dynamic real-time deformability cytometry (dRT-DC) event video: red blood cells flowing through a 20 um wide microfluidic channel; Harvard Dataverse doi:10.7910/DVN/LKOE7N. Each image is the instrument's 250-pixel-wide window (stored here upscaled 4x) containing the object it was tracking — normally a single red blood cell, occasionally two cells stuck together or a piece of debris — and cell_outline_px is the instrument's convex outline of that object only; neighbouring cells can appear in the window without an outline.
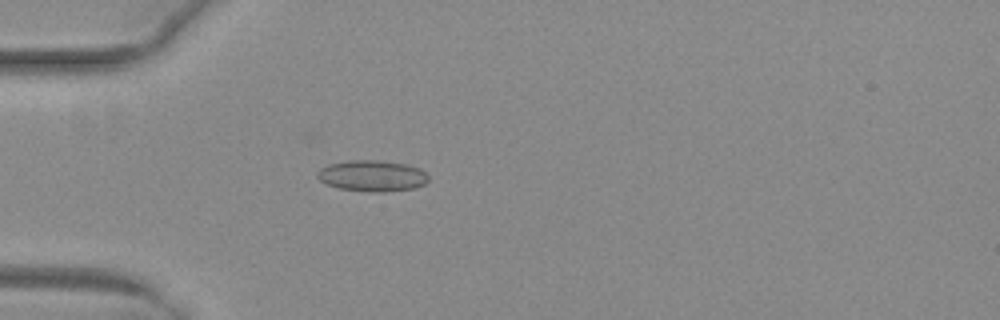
{"species": "common noctule bat (a hibernating species)", "species_latin": "Nyctalus noctula", "temperature_condition": "warm", "stored_images_in_passage": 38, "camera_frame_rate_fps": 3000, "um_per_image_px": 0.085, "animal": {"sex": "female", "body_mass_g": 29.2, "forearm_length_mm": 56.3}, "frame": {"image": 1, "passage_image": 2, "time_ms": 0.333, "image_size_px": [1000, 320], "cell_outline_px": [[428, 180], [424, 184], [412, 188], [380, 192], [368, 192], [340, 188], [328, 184], [320, 180], [316, 176], [316, 172], [320, 168], [328, 164], [348, 160], [376, 160], [404, 164], [420, 168], [428, 176]], "centroid_in_image_um": [31.6, 14.94], "position_along_channel_um": 53.4, "area_um2": 20.0}}
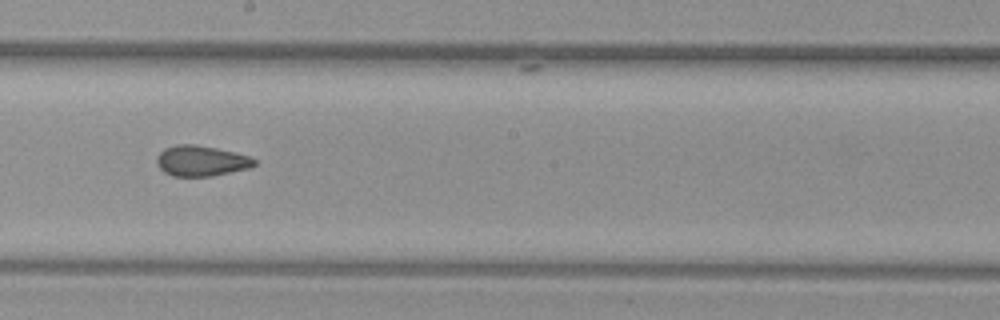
{"frame": {"image": 2, "passage_image": 16, "time_ms": 5.0, "image_size_px": [1000, 320], "cell_outline_px": [[256, 164], [248, 168], [212, 176], [172, 176], [164, 172], [156, 164], [156, 156], [164, 148], [176, 144], [196, 144], [236, 152], [248, 156], [256, 160]], "centroid_in_image_um": [17.06, 13.66], "position_along_channel_um": 231.1, "area_um2": 17.46}}
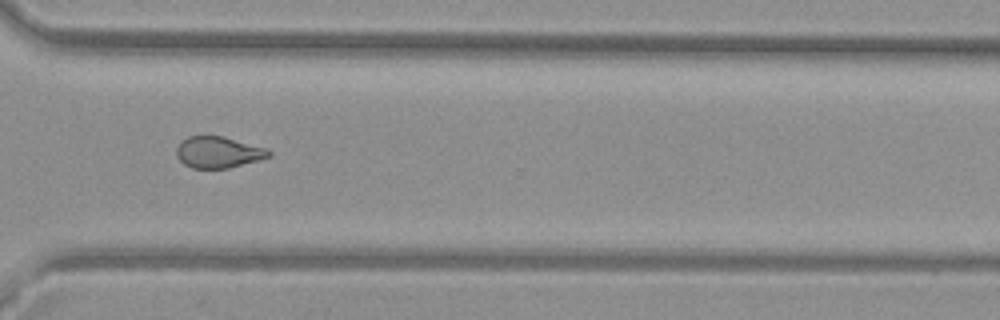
{"frame": {"image": 3, "passage_image": 25, "time_ms": 8.0, "image_size_px": [1000, 320], "cell_outline_px": [[272, 156], [228, 168], [192, 168], [184, 164], [176, 156], [176, 148], [188, 136], [224, 136], [268, 148], [272, 152]], "centroid_in_image_um": [18.59, 12.93], "position_along_channel_um": 352.0, "area_um2": 16.88}, "authors_computed_cell_mechanics": {"area_um2": 17.6868, "velocity_mm_per_s": 4.0389, "shape_relaxation_time_tau1_ms": null, "shape_relaxation_time_tau2_ms": 1.8824, "deformation_change_tau1": null, "deformation_change_tau2": 0.0654}}